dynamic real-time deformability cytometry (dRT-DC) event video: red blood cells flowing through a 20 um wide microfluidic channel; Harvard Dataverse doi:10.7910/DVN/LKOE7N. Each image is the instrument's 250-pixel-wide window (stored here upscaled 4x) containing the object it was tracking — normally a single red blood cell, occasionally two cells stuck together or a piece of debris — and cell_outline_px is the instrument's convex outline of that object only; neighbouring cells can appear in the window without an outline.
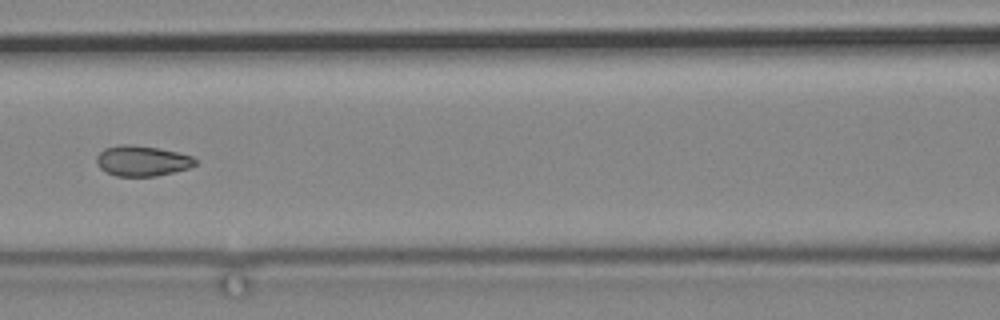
{"species": "common noctule bat (a hibernating species)", "species_latin": "Nyctalus noctula", "temperature_condition": "cold", "stored_images_in_passage": 4, "camera_frame_rate_fps": 3000, "um_per_image_px": 0.085, "animal": {"sex": "male", "body_mass_g": 19.2, "forearm_length_mm": 51.8}, "frame": {"image": 1, "passage_image": 3, "time_ms": 2.667, "image_size_px": [1000, 320], "cell_outline_px": [[196, 164], [188, 168], [156, 176], [116, 176], [104, 172], [96, 164], [96, 156], [104, 148], [120, 144], [128, 144], [160, 148], [192, 156], [196, 160]], "centroid_in_image_um": [12.03, 13.67], "position_along_channel_um": 154.6, "area_um2": 17.57}}
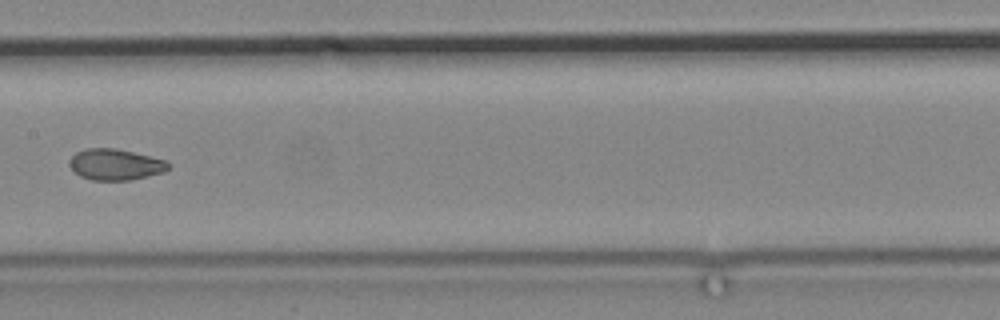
{"frame": {"image": 2, "passage_image": 4, "time_ms": 4.0, "image_size_px": [1000, 320], "cell_outline_px": [[168, 168], [164, 172], [132, 180], [92, 180], [80, 176], [68, 164], [68, 160], [76, 152], [84, 148], [116, 148], [164, 160], [168, 164]], "centroid_in_image_um": [9.76, 13.98], "position_along_channel_um": 197.6, "area_um2": 17.8}}